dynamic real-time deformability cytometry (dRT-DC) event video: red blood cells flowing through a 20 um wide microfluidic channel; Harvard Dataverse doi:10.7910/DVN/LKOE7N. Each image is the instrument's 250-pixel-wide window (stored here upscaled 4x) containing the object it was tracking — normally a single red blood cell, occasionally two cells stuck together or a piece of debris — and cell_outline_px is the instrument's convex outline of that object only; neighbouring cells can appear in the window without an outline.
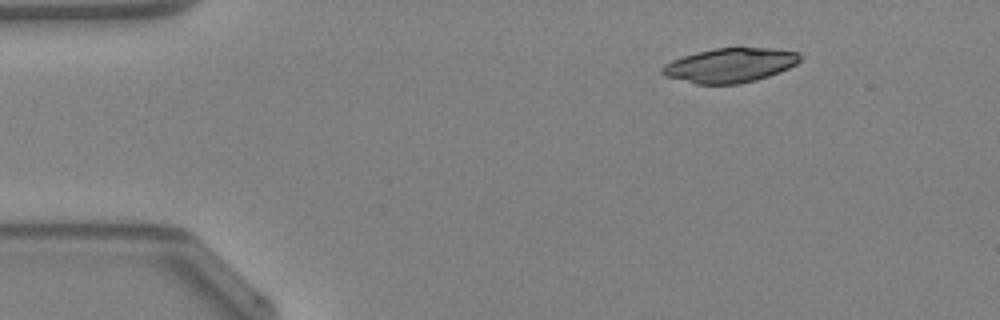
{"species": "Egyptian fruit bat (a non-hibernating species)", "species_latin": "Rousettus aegyptiacus", "temperature_condition": "warm", "stored_images_in_passage": 42, "camera_frame_rate_fps": 3000, "um_per_image_px": 0.085, "animal": {"sex": "female"}, "frame": {"image": 1, "passage_image": 1, "time_ms": 0.0, "image_size_px": [1000, 320], "cell_outline_px": [[800, 60], [796, 64], [780, 72], [756, 80], [740, 84], [696, 84], [664, 76], [660, 72], [660, 68], [664, 64], [672, 60], [684, 56], [716, 48], [772, 48], [800, 52]], "centroid_in_image_um": [62.04, 5.56], "position_along_channel_um": 23.0, "area_um2": 27.57}}
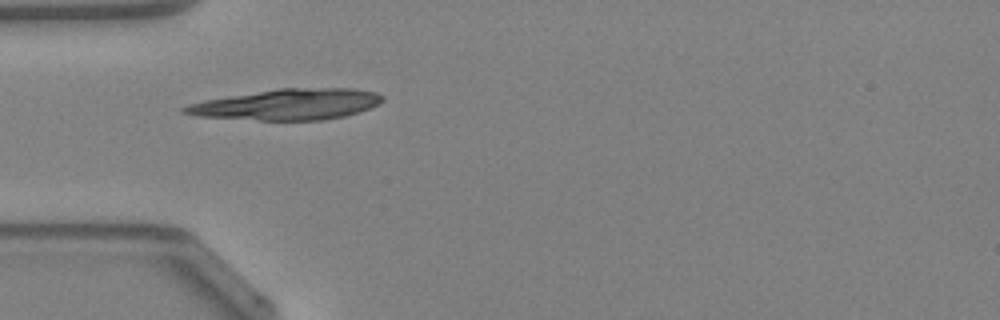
{"frame": {"image": 2, "passage_image": 9, "time_ms": 2.667, "image_size_px": [1000, 320], "cell_outline_px": [[384, 100], [380, 104], [360, 112], [344, 116], [324, 120], [260, 120], [200, 116], [180, 112], [180, 108], [188, 104], [204, 100], [276, 88], [352, 88], [376, 92], [384, 96]], "centroid_in_image_um": [24.47, 8.87], "position_along_channel_um": 60.5, "area_um2": 35.72}}
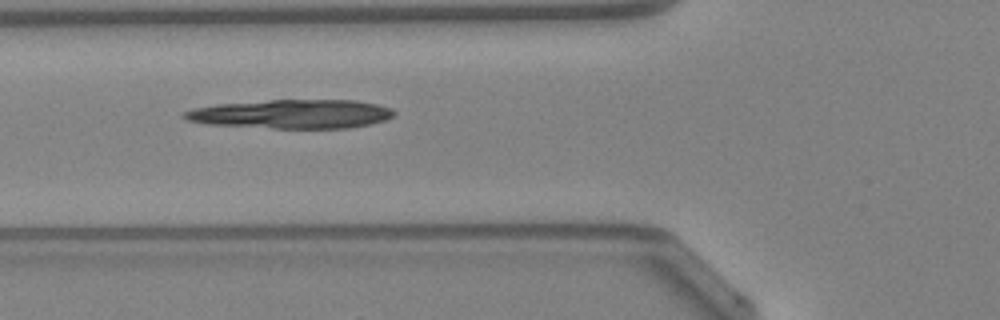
{"frame": {"image": 3, "passage_image": 12, "time_ms": 3.667, "image_size_px": [1000, 320], "cell_outline_px": [[396, 112], [392, 116], [384, 120], [368, 124], [348, 128], [272, 128], [208, 124], [188, 120], [180, 116], [184, 112], [192, 108], [216, 104], [268, 100], [356, 100], [376, 104], [392, 108]], "centroid_in_image_um": [24.77, 9.68], "position_along_channel_um": 101.0, "area_um2": 35.32}}